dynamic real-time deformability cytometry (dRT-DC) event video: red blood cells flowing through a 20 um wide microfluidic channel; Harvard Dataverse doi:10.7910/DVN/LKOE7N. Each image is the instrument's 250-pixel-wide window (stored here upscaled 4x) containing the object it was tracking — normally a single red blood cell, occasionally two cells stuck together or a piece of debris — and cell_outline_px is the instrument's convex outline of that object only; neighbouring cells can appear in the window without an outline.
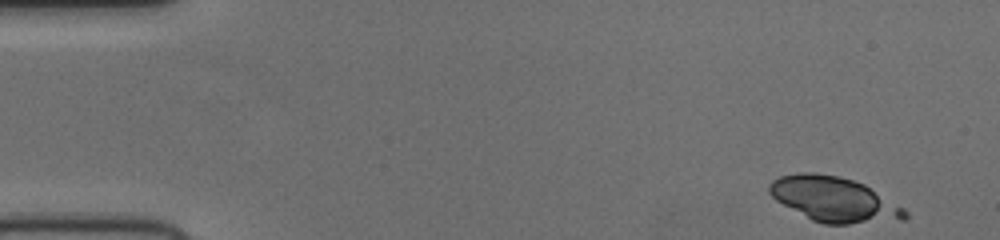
{"species": "human", "species_latin": "Homo sapiens", "temperature_condition": "cold", "stored_images_in_passage": 50, "camera_frame_rate_fps": 3000, "um_per_image_px": 0.085, "donor": {"sex": "female"}, "frame": {"image": 1, "passage_image": 1, "time_ms": 0.0, "image_size_px": [1000, 240], "cell_outline_px": [[908, 216], [904, 220], [848, 224], [824, 224], [812, 220], [776, 200], [768, 192], [768, 184], [772, 180], [780, 176], [796, 172], [816, 172], [840, 176], [864, 184], [904, 208], [908, 212]], "centroid_in_image_um": [70.88, 16.93], "position_along_channel_um": 14.1, "area_um2": 35.55}}
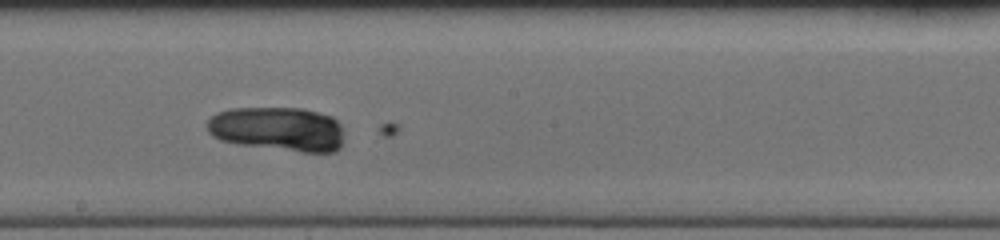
{"frame": {"image": 2, "passage_image": 27, "time_ms": 8.667, "image_size_px": [1000, 240], "cell_outline_px": [[340, 148], [336, 152], [300, 152], [240, 144], [220, 140], [212, 136], [208, 132], [208, 120], [216, 112], [232, 108], [304, 108], [332, 116], [340, 124]], "centroid_in_image_um": [23.59, 10.96], "position_along_channel_um": 224.6, "area_um2": 35.2}}
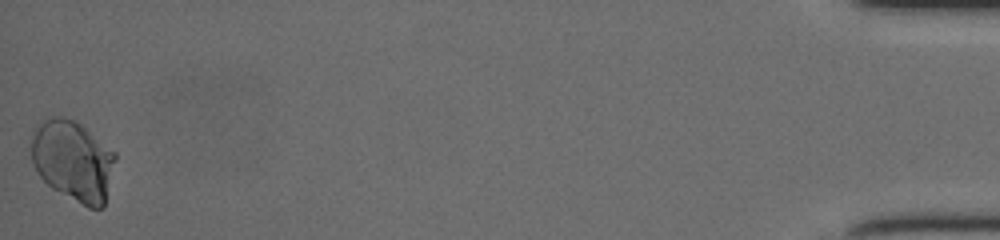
{"frame": {"image": 3, "passage_image": 50, "time_ms": 16.333, "image_size_px": [1000, 240], "cell_outline_px": [[116, 160], [104, 208], [88, 208], [52, 188], [36, 172], [32, 164], [32, 128], [40, 120], [48, 116], [60, 116], [72, 120], [80, 124], [116, 152]], "centroid_in_image_um": [6.19, 13.65], "position_along_channel_um": 429.0, "area_um2": 39.94}}